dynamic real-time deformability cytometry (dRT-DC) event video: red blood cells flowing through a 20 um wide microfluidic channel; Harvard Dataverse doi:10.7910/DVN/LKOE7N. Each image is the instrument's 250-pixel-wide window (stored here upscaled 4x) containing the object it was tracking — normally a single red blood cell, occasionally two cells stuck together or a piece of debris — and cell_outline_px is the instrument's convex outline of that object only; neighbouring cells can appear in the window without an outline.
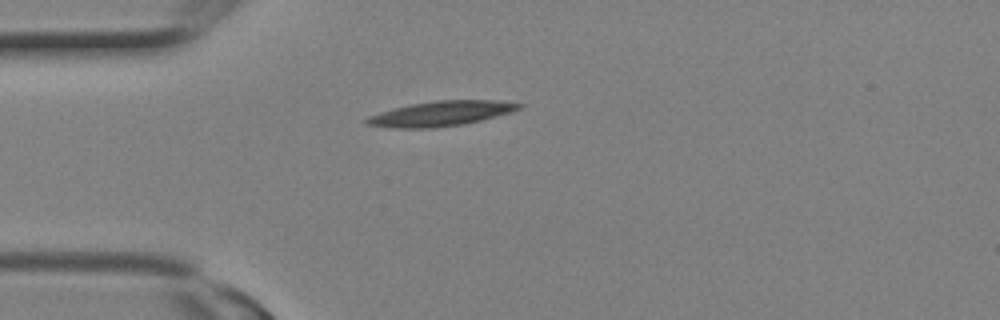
{"species": "Egyptian fruit bat (a non-hibernating species)", "species_latin": "Rousettus aegyptiacus", "temperature_condition": "room temperature", "stored_images_in_passage": 10, "camera_frame_rate_fps": 3000, "um_per_image_px": 0.085, "animal": {"sex": "female"}, "frame": {"image": 1, "passage_image": 1, "time_ms": 0.0, "image_size_px": [1000, 320], "cell_outline_px": [[524, 104], [520, 108], [512, 112], [464, 124], [436, 128], [388, 128], [364, 124], [364, 120], [368, 116], [380, 112], [412, 104], [436, 100], [500, 100]], "centroid_in_image_um": [37.47, 9.66], "position_along_channel_um": 47.5, "area_um2": 22.2}}
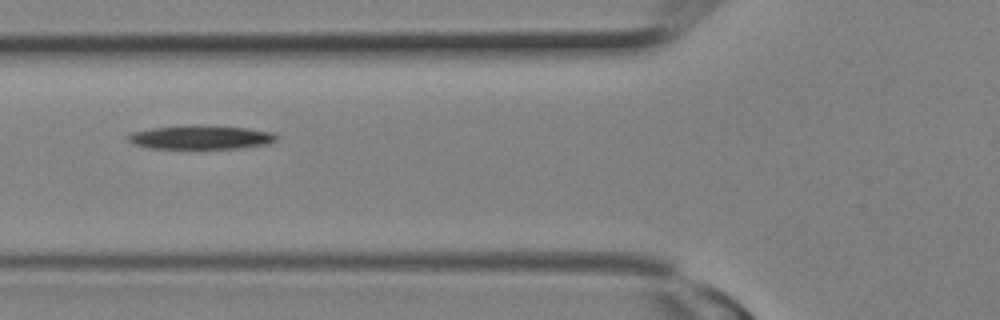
{"frame": {"image": 2, "passage_image": 4, "time_ms": 1.0, "image_size_px": [1000, 320], "cell_outline_px": [[280, 136], [276, 140], [268, 144], [240, 148], [148, 148], [136, 144], [128, 140], [124, 136], [132, 132], [152, 128], [184, 124], [200, 124], [248, 128], [272, 132]], "centroid_in_image_um": [17.07, 11.64], "position_along_channel_um": 108.7, "area_um2": 20.98}}
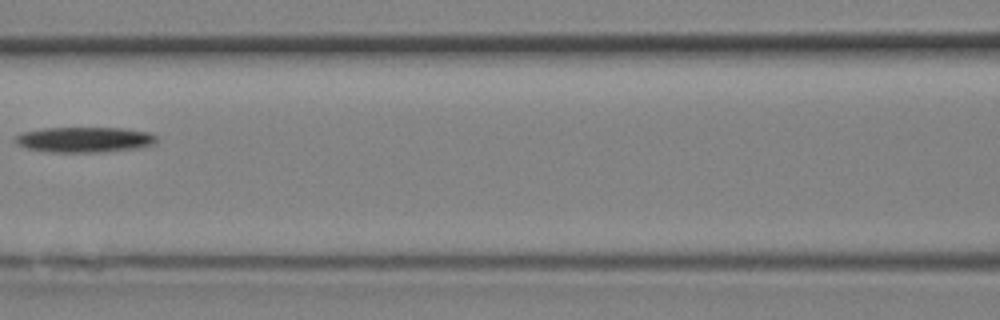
{"frame": {"image": 3, "passage_image": 6, "time_ms": 1.667, "image_size_px": [1000, 320], "cell_outline_px": [[156, 144], [140, 148], [100, 152], [52, 152], [28, 148], [12, 140], [16, 136], [24, 132], [40, 128], [124, 128], [152, 132], [156, 136]], "centroid_in_image_um": [7.25, 11.86], "position_along_channel_um": 159.4, "area_um2": 20.98}}